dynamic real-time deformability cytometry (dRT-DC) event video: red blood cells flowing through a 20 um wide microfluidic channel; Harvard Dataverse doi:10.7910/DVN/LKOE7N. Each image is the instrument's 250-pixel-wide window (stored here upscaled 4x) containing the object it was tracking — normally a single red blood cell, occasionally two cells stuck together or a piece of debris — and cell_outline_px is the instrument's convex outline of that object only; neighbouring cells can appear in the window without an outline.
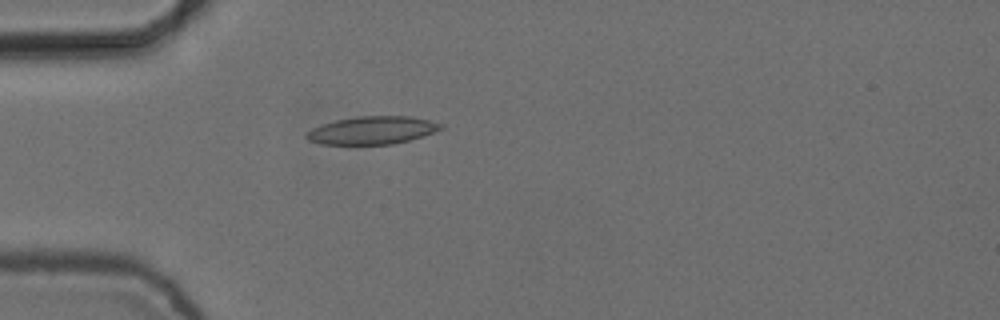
{"species": "common noctule bat (a hibernating species)", "species_latin": "Nyctalus noctula", "temperature_condition": "cold", "stored_images_in_passage": 4, "camera_frame_rate_fps": 3000, "um_per_image_px": 0.085, "animal": {"sex": "female", "body_mass_g": 24.6, "forearm_length_mm": 56.2}, "frame": {"image": 1, "passage_image": 4, "time_ms": 1.0, "image_size_px": [1000, 320], "cell_outline_px": [[444, 128], [436, 132], [408, 140], [392, 144], [320, 144], [308, 140], [304, 136], [312, 128], [336, 120], [356, 116], [408, 116], [428, 120], [444, 124]], "centroid_in_image_um": [31.66, 11.07], "position_along_channel_um": 53.3, "area_um2": 21.73}}